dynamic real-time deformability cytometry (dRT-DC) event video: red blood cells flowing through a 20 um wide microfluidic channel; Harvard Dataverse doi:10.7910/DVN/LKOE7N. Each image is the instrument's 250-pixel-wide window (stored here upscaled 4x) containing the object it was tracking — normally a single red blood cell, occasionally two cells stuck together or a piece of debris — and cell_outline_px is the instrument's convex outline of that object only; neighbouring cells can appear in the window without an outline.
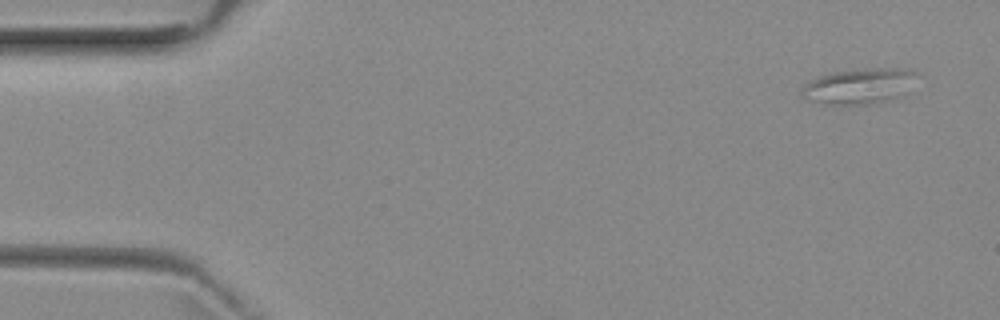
{"species": "common noctule bat (a hibernating species)", "species_latin": "Nyctalus noctula", "temperature_condition": "room temperature", "stored_images_in_passage": 5, "camera_frame_rate_fps": 3000, "um_per_image_px": 0.085, "animal": {"sex": "female", "body_mass_g": 29.2, "forearm_length_mm": 56.3}, "frame": {"image": 1, "passage_image": 1, "time_ms": 0.0, "image_size_px": [1000, 320], "cell_outline_px": [[916, 72], [900, 96], [888, 100], [868, 104], [828, 104], [804, 100], [800, 96], [800, 92], [804, 84], [820, 76], [836, 72], [872, 68], [896, 68]], "centroid_in_image_um": [72.89, 7.34], "position_along_channel_um": 12.1, "area_um2": 23.06}}
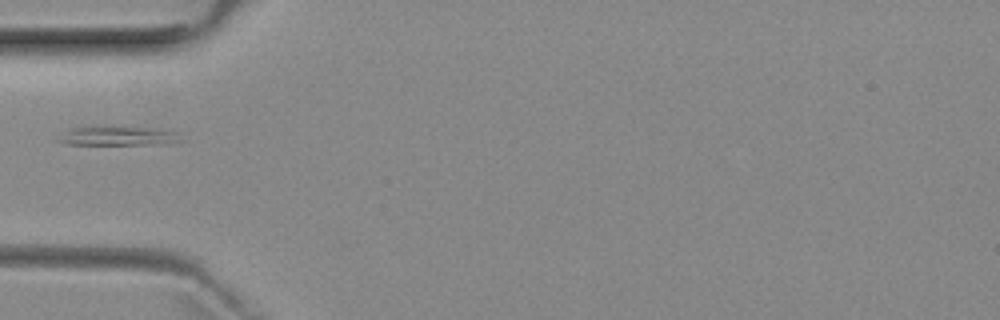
{"frame": {"image": 2, "passage_image": 4, "time_ms": 4.667, "image_size_px": [1000, 320], "cell_outline_px": [[188, 140], [172, 144], [68, 144], [52, 140], [60, 132], [72, 128], [160, 128], [176, 132]], "centroid_in_image_um": [10.1, 11.58], "position_along_channel_um": 74.9, "area_um2": 13.7}}
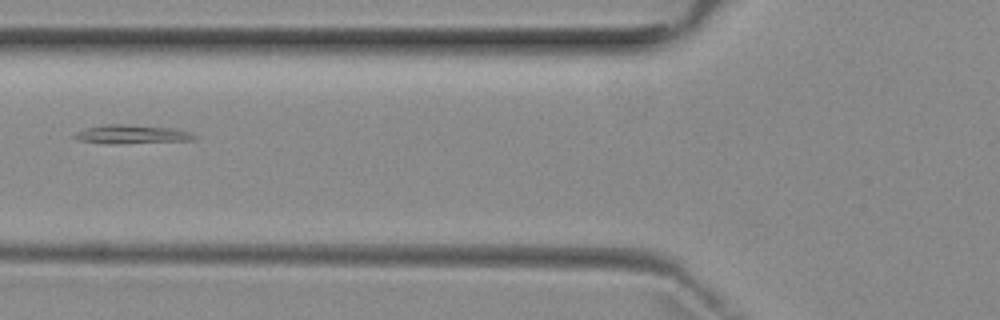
{"frame": {"image": 3, "passage_image": 5, "time_ms": 5.667, "image_size_px": [1000, 320], "cell_outline_px": [[200, 136], [192, 140], [80, 140], [72, 136], [76, 132], [88, 128], [104, 124], [124, 124], [172, 128], [188, 132]], "centroid_in_image_um": [11.26, 11.33], "position_along_channel_um": 114.5, "area_um2": 11.27}}